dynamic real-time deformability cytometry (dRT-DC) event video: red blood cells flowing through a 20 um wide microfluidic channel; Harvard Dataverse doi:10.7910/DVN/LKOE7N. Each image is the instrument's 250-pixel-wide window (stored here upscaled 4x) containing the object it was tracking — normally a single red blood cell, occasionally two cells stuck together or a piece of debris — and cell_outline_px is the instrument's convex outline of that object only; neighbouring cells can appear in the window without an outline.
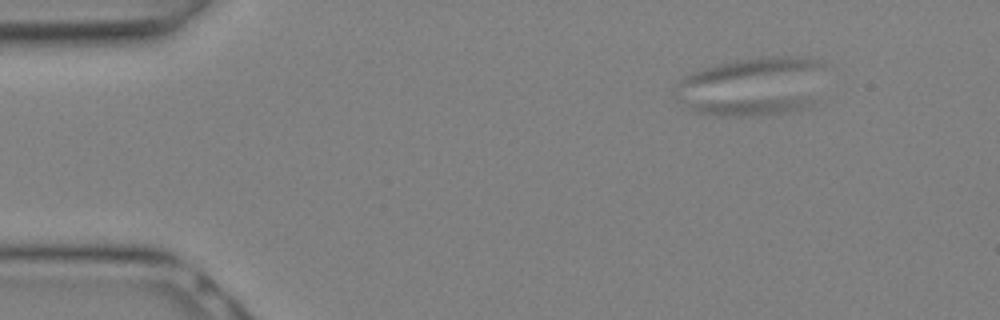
{"species": "Egyptian fruit bat (a non-hibernating species)", "species_latin": "Rousettus aegyptiacus", "temperature_condition": "warm", "stored_images_in_passage": 11, "segment_of_instrument_passage": [1, 2], "camera_frame_rate_fps": 3000, "um_per_image_px": 0.085, "animal": {"sex": "female"}, "frame": {"image": 1, "passage_image": 1, "time_ms": 0.0, "image_size_px": [1000, 320], "cell_outline_px": [[820, 100], [816, 104], [804, 108], [788, 112], [756, 116], [720, 116], [692, 112], [692, 104], [736, 100]], "centroid_in_image_um": [63.83, 9.12], "position_along_channel_um": 21.2, "area_um2": 11.33}}